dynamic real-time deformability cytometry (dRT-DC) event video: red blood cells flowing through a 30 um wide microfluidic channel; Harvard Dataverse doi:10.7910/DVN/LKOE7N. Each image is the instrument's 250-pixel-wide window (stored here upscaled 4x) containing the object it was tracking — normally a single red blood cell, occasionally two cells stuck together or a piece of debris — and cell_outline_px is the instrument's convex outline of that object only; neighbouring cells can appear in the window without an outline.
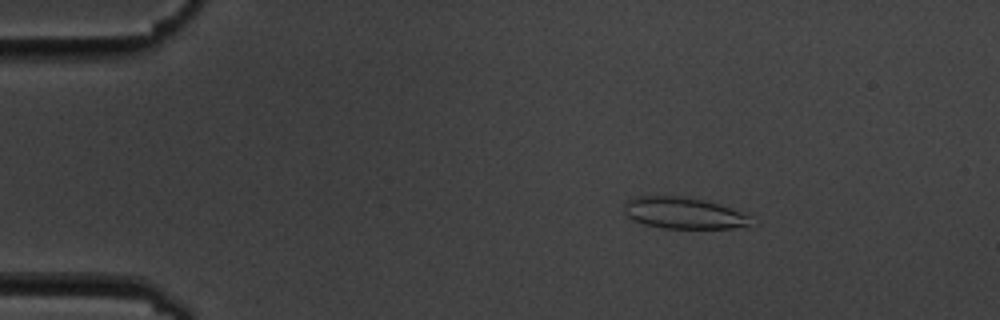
{"species": "common noctule bat (a hibernating species)", "species_latin": "Nyctalus noctula", "temperature_condition": "cold", "stored_images_in_passage": 5, "camera_frame_rate_fps": 3000, "um_per_image_px": 0.085, "animal": {"sex": "male", "body_mass_g": 19.5, "forearm_length_mm": 54.6}, "frame": {"image": 1, "passage_image": 3, "time_ms": 2.333, "image_size_px": [1000, 320], "cell_outline_px": [[752, 216], [748, 228], [664, 228], [644, 224], [632, 220], [624, 212], [624, 208], [628, 200], [640, 196], [688, 196], [720, 204]], "centroid_in_image_um": [58.15, 18.11], "position_along_channel_um": 26.8, "area_um2": 23.35}}